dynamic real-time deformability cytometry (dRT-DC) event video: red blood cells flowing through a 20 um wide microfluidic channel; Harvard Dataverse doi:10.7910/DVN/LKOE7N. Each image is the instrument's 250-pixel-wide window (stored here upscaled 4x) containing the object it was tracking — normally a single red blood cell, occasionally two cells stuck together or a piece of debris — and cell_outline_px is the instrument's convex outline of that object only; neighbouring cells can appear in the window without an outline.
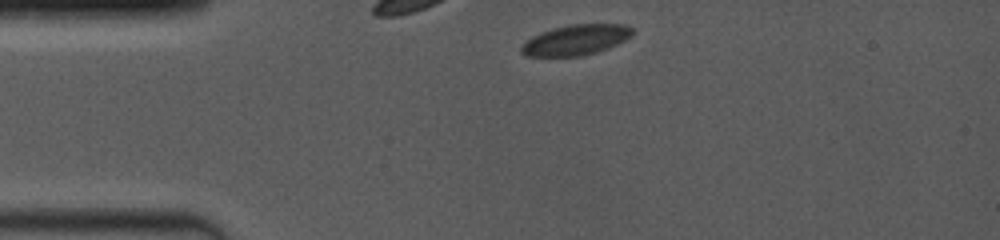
{"species": "common noctule bat (a hibernating species)", "species_latin": "Nyctalus noctula", "temperature_condition": "room temperature", "stored_images_in_passage": 2, "camera_frame_rate_fps": 4000, "um_per_image_px": 0.085, "animal": {"sex": "female", "body_mass_g": 19.0, "forearm_length_mm": 53.3}, "frame": {"image": 1, "passage_image": 1, "time_ms": 0.0, "image_size_px": [1000, 240], "cell_outline_px": [[632, 36], [608, 48], [596, 52], [580, 56], [524, 56], [520, 52], [520, 44], [532, 36], [540, 32], [552, 28], [572, 24], [624, 24], [632, 28]], "centroid_in_image_um": [48.89, 3.39], "position_along_channel_um": 36.1, "area_um2": 19.77}}